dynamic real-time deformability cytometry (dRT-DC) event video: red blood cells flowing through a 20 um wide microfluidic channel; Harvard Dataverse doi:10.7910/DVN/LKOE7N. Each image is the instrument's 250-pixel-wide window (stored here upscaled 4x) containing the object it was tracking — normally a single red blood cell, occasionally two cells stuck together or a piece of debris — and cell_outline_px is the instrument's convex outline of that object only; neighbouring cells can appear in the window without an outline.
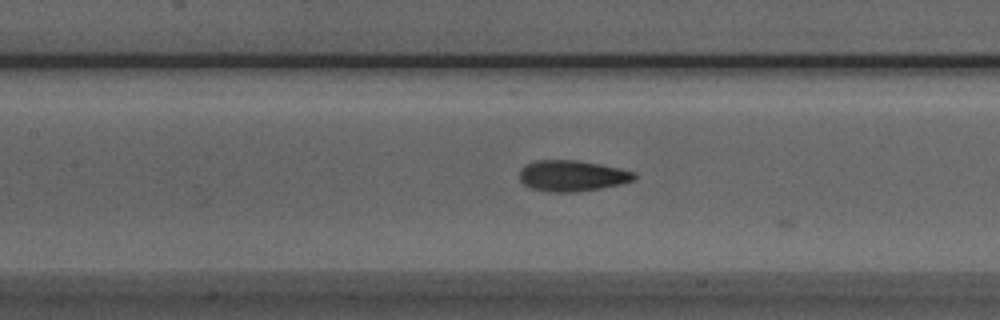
{"species": "Egyptian fruit bat (a non-hibernating species)", "species_latin": "Rousettus aegyptiacus", "temperature_condition": "room temperature", "stored_images_in_passage": 24, "camera_frame_rate_fps": 3000, "um_per_image_px": 0.085, "animal": {"sex": "male"}, "frame": {"image": 1, "passage_image": 23, "time_ms": 7.333, "image_size_px": [1000, 320], "cell_outline_px": [[636, 180], [620, 184], [600, 188], [576, 192], [552, 192], [528, 188], [520, 180], [520, 168], [524, 164], [536, 160], [576, 160], [600, 164], [620, 168], [636, 172]], "centroid_in_image_um": [48.62, 14.94], "position_along_channel_um": 158.8, "area_um2": 20.92}}